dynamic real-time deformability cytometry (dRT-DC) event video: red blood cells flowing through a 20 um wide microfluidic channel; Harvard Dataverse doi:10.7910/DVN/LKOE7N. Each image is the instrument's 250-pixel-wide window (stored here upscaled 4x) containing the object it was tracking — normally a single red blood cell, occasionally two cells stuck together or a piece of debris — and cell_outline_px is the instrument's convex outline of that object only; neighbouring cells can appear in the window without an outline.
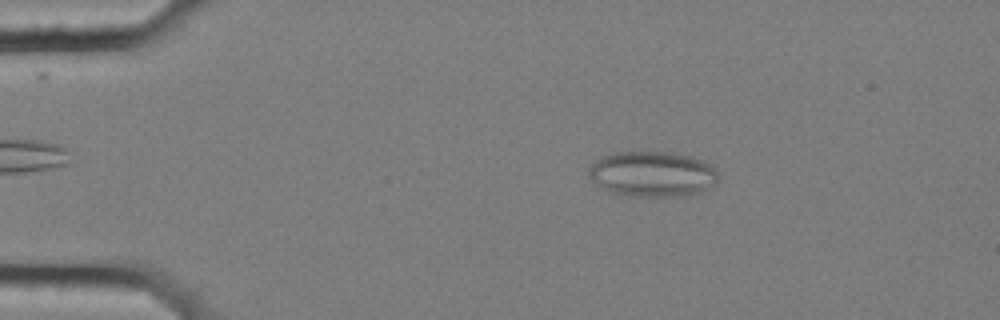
{"species": "common noctule bat (a hibernating species)", "species_latin": "Nyctalus noctula", "temperature_condition": "cold", "stored_images_in_passage": 57, "camera_frame_rate_fps": 3000, "um_per_image_px": 0.085, "animal": {"sex": "female", "body_mass_g": 25.1}, "frame": {"image": 1, "passage_image": 10, "time_ms": 3.0, "image_size_px": [1000, 320], "cell_outline_px": [[720, 176], [716, 184], [708, 188], [696, 192], [676, 196], [640, 196], [608, 192], [596, 184], [588, 176], [588, 168], [600, 156], [612, 152], [672, 152], [692, 156], [704, 160]], "centroid_in_image_um": [55.42, 14.77], "position_along_channel_um": 29.6, "area_um2": 34.33}}
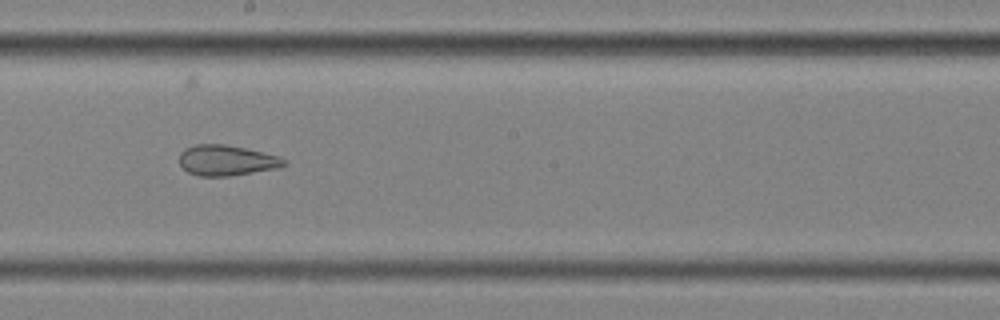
{"frame": {"image": 2, "passage_image": 32, "time_ms": 10.333, "image_size_px": [1000, 320], "cell_outline_px": [[288, 164], [280, 168], [228, 176], [200, 176], [188, 172], [180, 164], [180, 152], [184, 148], [196, 144], [224, 144], [244, 148], [280, 156], [288, 160]], "centroid_in_image_um": [19.3, 13.63], "position_along_channel_um": 228.9, "area_um2": 18.73}}
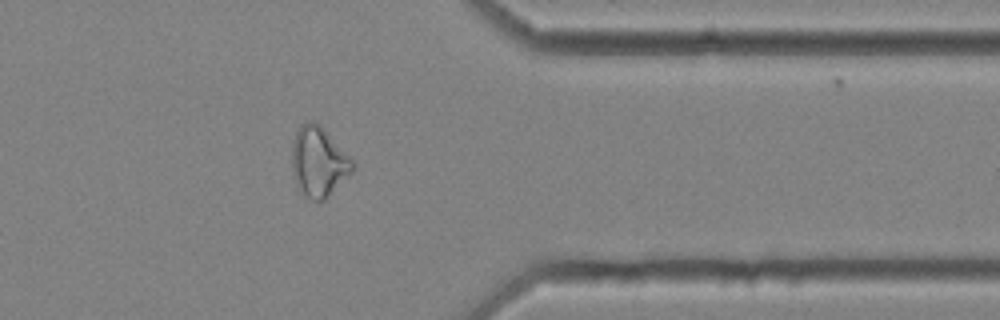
{"frame": {"image": 3, "passage_image": 46, "time_ms": 15.0, "image_size_px": [1000, 320], "cell_outline_px": [[356, 164], [352, 172], [324, 200], [312, 200], [304, 196], [296, 184], [292, 172], [292, 144], [296, 132], [308, 120], [316, 120], [324, 128]], "centroid_in_image_um": [27.07, 13.74], "position_along_channel_um": 384.3, "area_um2": 24.62}, "authors_computed_cell_mechanics": {"area_um2": 25.3742, "velocity_mm_per_s": 3.5283, "shape_relaxation_time_tau1_ms": null, "shape_relaxation_time_tau2_ms": 2.7729, "deformation_change_tau1": null, "deformation_change_tau2": 0.1089}}